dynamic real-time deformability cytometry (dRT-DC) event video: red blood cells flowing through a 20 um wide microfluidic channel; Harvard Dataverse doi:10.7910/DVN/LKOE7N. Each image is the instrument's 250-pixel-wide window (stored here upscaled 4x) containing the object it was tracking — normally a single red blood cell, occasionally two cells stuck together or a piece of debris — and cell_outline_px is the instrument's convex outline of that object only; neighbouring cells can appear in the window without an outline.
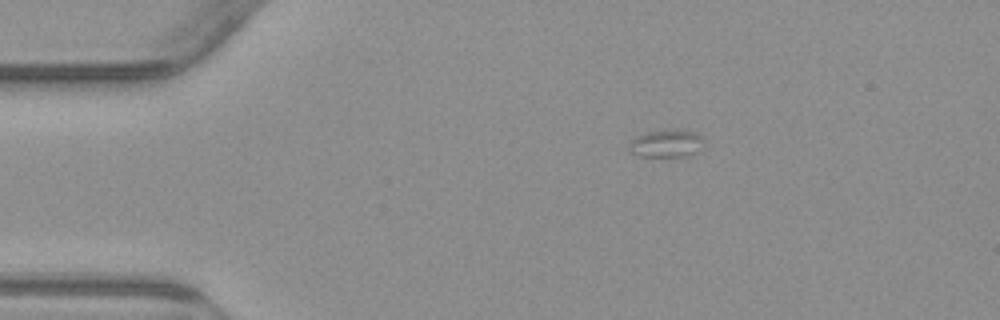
{"species": "common noctule bat (a hibernating species)", "species_latin": "Nyctalus noctula", "temperature_condition": "warm", "stored_images_in_passage": 32, "camera_frame_rate_fps": 3000, "um_per_image_px": 0.085, "animal": {"sex": "male", "body_mass_g": 23.1, "forearm_length_mm": 52.7}, "frame": {"image": 1, "passage_image": 1, "time_ms": 0.0, "image_size_px": [1000, 320], "cell_outline_px": [[704, 148], [696, 152], [684, 156], [640, 156], [632, 152], [628, 148], [628, 144], [636, 136], [644, 132], [676, 128], [696, 132], [704, 140]], "centroid_in_image_um": [56.67, 12.17], "position_along_channel_um": 28.3, "area_um2": 12.31}}